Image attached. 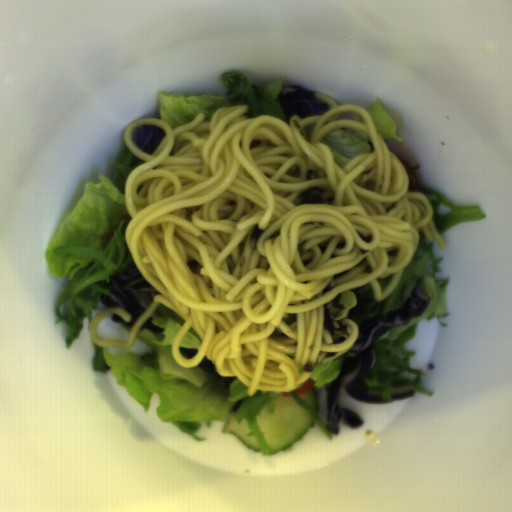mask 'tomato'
Instances as JSON below:
<instances>
[{"mask_svg": "<svg viewBox=\"0 0 512 512\" xmlns=\"http://www.w3.org/2000/svg\"><path fill=\"white\" fill-rule=\"evenodd\" d=\"M398 158V157H397ZM402 166L404 167L408 177H409V183H408V190L409 192H420L421 193V184L419 177L414 170L412 164L405 160L404 158H398Z\"/></svg>", "mask_w": 512, "mask_h": 512, "instance_id": "tomato-1", "label": "tomato"}]
</instances>
